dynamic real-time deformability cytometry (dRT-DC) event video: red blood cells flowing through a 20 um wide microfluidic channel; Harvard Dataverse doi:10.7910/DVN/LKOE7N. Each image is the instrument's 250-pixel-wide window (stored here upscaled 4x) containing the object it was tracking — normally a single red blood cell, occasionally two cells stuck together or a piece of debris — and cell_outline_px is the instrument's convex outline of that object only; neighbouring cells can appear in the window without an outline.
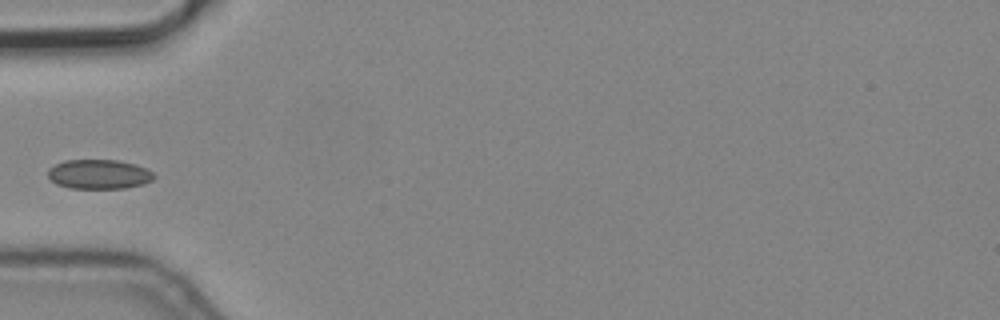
{"species": "common noctule bat (a hibernating species)", "species_latin": "Nyctalus noctula", "temperature_condition": "cold", "stored_images_in_passage": 4, "camera_frame_rate_fps": 3000, "um_per_image_px": 0.085, "animal": {"sex": "male", "body_mass_g": 19.2, "forearm_length_mm": 51.8}, "frame": {"image": 1, "passage_image": 1, "time_ms": 0.0, "image_size_px": [1000, 320], "cell_outline_px": [[156, 176], [152, 180], [144, 184], [124, 188], [68, 188], [56, 184], [48, 176], [48, 168], [64, 160], [116, 160], [136, 164], [148, 168]], "centroid_in_image_um": [8.43, 14.81], "position_along_channel_um": 76.6, "area_um2": 18.32}}
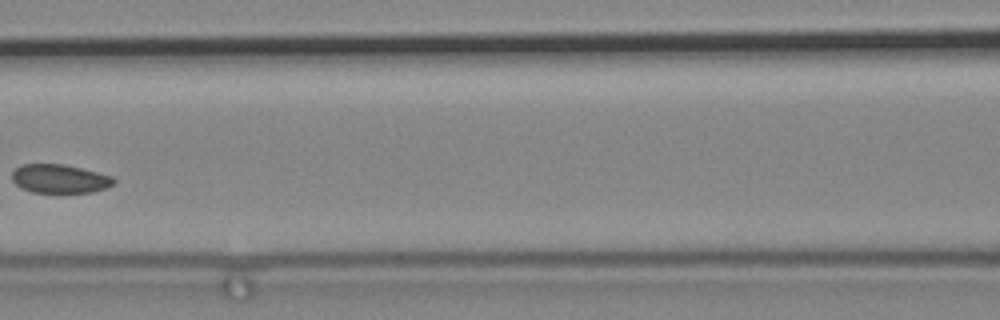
{"frame": {"image": 2, "passage_image": 3, "time_ms": 0.667, "image_size_px": [1000, 320], "cell_outline_px": [[116, 180], [112, 184], [104, 188], [92, 192], [32, 192], [16, 184], [12, 180], [12, 172], [20, 164], [64, 164], [112, 176]], "centroid_in_image_um": [5.05, 15.18], "position_along_channel_um": 161.6, "area_um2": 16.76}}
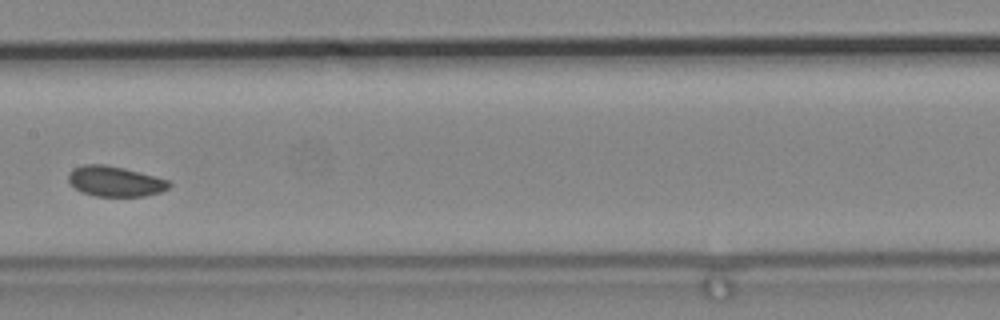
{"frame": {"image": 3, "passage_image": 4, "time_ms": 1.0, "image_size_px": [1000, 320], "cell_outline_px": [[172, 184], [168, 188], [160, 192], [144, 196], [96, 196], [80, 192], [68, 180], [68, 172], [72, 168], [84, 164], [104, 164], [124, 168], [140, 172], [168, 180]], "centroid_in_image_um": [9.76, 15.4], "position_along_channel_um": 197.6, "area_um2": 17.8}}